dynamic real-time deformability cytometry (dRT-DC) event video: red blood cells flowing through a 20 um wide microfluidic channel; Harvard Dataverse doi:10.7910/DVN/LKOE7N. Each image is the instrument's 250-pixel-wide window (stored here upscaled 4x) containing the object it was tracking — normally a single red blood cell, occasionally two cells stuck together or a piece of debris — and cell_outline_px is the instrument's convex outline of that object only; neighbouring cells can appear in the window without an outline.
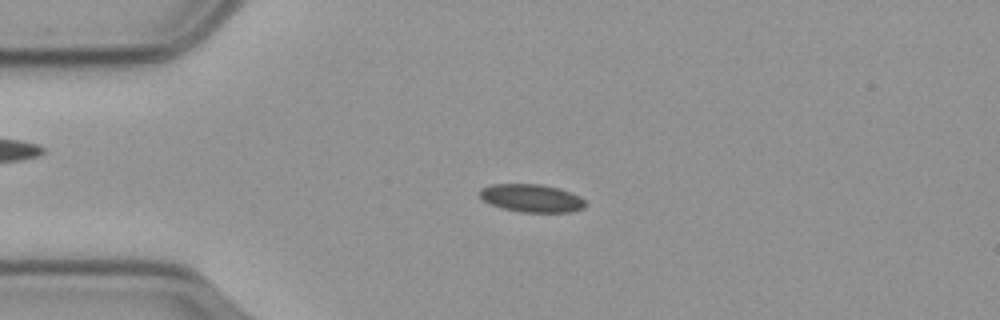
{"species": "common noctule bat (a hibernating species)", "species_latin": "Nyctalus noctula", "temperature_condition": "cold", "stored_images_in_passage": 57, "camera_frame_rate_fps": 3000, "um_per_image_px": 0.085, "animal": {"sex": "male", "body_mass_g": 23.1, "forearm_length_mm": 52.7}, "frame": {"image": 1, "passage_image": 13, "time_ms": 4.0, "image_size_px": [1000, 320], "cell_outline_px": [[588, 204], [584, 208], [572, 212], [520, 212], [500, 208], [488, 204], [476, 192], [480, 188], [492, 184], [540, 184], [560, 188], [572, 192], [580, 196]], "centroid_in_image_um": [45.18, 16.84], "position_along_channel_um": 39.8, "area_um2": 17.63}}
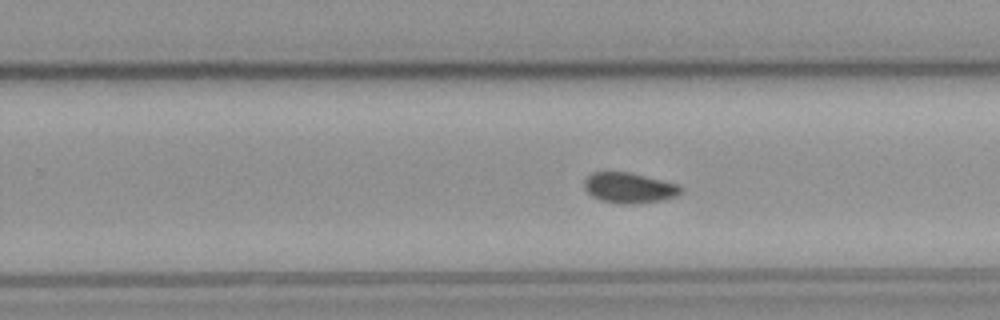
{"frame": {"image": 2, "passage_image": 35, "time_ms": 11.333, "image_size_px": [1000, 320], "cell_outline_px": [[684, 192], [676, 196], [664, 200], [636, 204], [620, 204], [600, 200], [592, 196], [584, 188], [584, 180], [592, 172], [628, 172], [680, 184], [684, 188]], "centroid_in_image_um": [53.53, 15.98], "position_along_channel_um": 276.3, "area_um2": 17.4}}
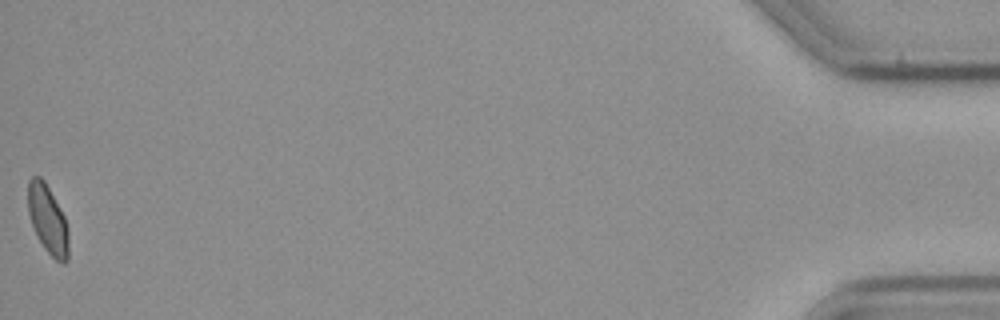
{"frame": {"image": 3, "passage_image": 57, "time_ms": 18.667, "image_size_px": [1000, 320], "cell_outline_px": [[68, 260], [64, 264], [60, 264], [44, 248], [36, 236], [28, 212], [28, 180], [32, 176], [40, 176], [44, 180], [60, 208], [64, 216], [68, 228]], "centroid_in_image_um": [4.06, 18.67], "position_along_channel_um": 431.1, "area_um2": 16.3}, "authors_computed_cell_mechanics": {"area_um2": 16.9932, "velocity_mm_per_s": 3.5709, "shape_relaxation_time_tau1_ms": 4.533, "shape_relaxation_time_tau2_ms": 3.0281, "deformation_change_tau1": 0.0902, "deformation_change_tau2": 0.0715}}